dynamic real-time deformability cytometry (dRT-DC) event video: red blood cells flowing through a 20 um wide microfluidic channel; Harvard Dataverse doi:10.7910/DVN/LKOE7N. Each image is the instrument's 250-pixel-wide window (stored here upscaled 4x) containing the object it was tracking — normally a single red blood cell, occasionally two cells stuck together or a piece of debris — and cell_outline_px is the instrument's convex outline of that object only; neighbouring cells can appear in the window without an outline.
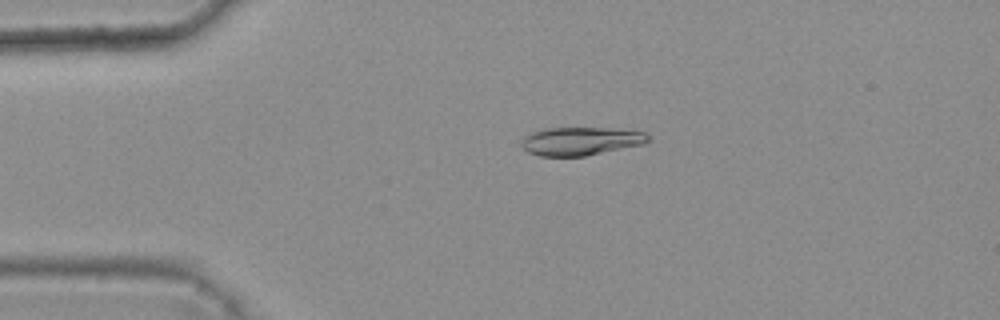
{"species": "common noctule bat (a hibernating species)", "species_latin": "Nyctalus noctula", "temperature_condition": "warm", "stored_images_in_passage": 6, "camera_frame_rate_fps": 3000, "um_per_image_px": 0.085, "animal": {"sex": "female", "body_mass_g": 25.1}, "frame": {"image": 1, "passage_image": 4, "time_ms": 1.0, "image_size_px": [1000, 320], "cell_outline_px": [[652, 140], [644, 144], [584, 156], [540, 156], [528, 152], [520, 144], [520, 140], [524, 136], [532, 132], [544, 128], [612, 128], [644, 132]], "centroid_in_image_um": [49.35, 11.99], "position_along_channel_um": 35.7, "area_um2": 20.92}}
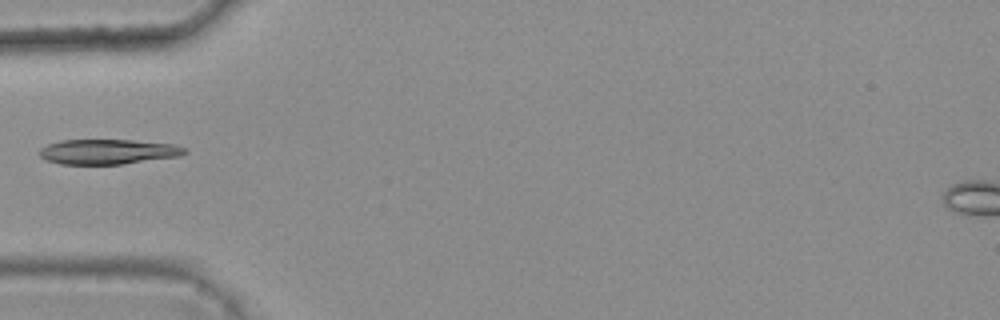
{"frame": {"image": 2, "passage_image": 5, "time_ms": 1.333, "image_size_px": [1000, 320], "cell_outline_px": [[188, 152], [180, 156], [124, 164], [60, 164], [44, 160], [40, 156], [40, 148], [48, 144], [60, 140], [132, 140], [176, 144], [188, 148]], "centroid_in_image_um": [9.21, 12.89], "position_along_channel_um": 75.8, "area_um2": 21.39}}
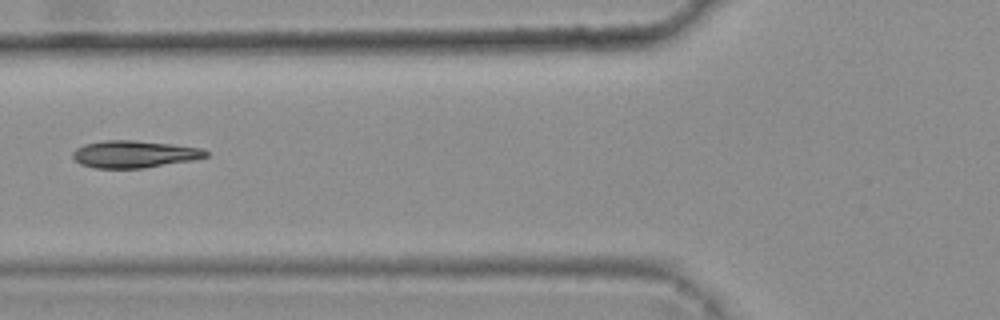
{"frame": {"image": 3, "passage_image": 6, "time_ms": 1.667, "image_size_px": [1000, 320], "cell_outline_px": [[208, 156], [192, 160], [144, 168], [96, 168], [80, 164], [72, 156], [72, 152], [76, 148], [84, 144], [104, 140], [132, 140], [172, 144], [204, 148], [208, 152]], "centroid_in_image_um": [11.41, 13.1], "position_along_channel_um": 114.4, "area_um2": 21.1}}